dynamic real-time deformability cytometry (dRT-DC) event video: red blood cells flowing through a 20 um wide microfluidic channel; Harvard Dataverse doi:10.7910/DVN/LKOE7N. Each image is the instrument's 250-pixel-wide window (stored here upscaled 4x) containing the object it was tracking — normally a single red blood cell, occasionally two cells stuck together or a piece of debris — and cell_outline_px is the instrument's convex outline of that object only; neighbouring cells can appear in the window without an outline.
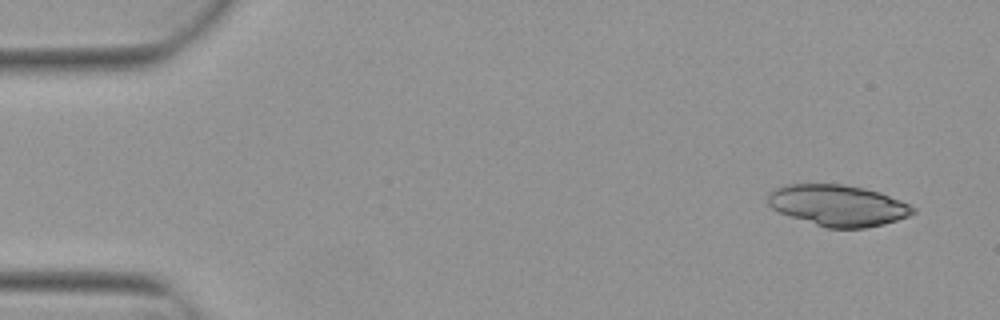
{"species": "Egyptian fruit bat (a non-hibernating species)", "species_latin": "Rousettus aegyptiacus", "temperature_condition": "warm", "stored_images_in_passage": 4, "camera_frame_rate_fps": 3000, "um_per_image_px": 0.085, "animal": {"sex": "female"}, "frame": {"image": 1, "passage_image": 1, "time_ms": 0.0, "image_size_px": [1000, 320], "cell_outline_px": [[916, 212], [908, 216], [884, 224], [864, 228], [828, 228], [780, 212], [772, 208], [768, 204], [768, 192], [784, 184], [844, 184], [864, 188], [880, 192], [900, 200], [916, 208]], "centroid_in_image_um": [71.24, 17.45], "position_along_channel_um": 13.8, "area_um2": 34.62}}